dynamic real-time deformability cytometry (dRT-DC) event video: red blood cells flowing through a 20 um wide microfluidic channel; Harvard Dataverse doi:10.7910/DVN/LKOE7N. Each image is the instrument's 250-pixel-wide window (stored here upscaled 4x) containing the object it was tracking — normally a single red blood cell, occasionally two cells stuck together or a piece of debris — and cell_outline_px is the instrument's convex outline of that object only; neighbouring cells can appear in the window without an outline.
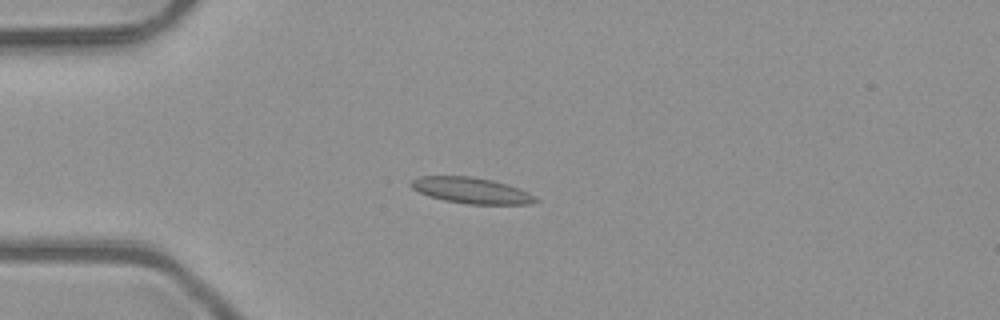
{"species": "common noctule bat (a hibernating species)", "species_latin": "Nyctalus noctula", "temperature_condition": "room temperature", "stored_images_in_passage": 5, "camera_frame_rate_fps": 3000, "um_per_image_px": 0.085, "animal": {"sex": "male", "body_mass_g": 23.1, "forearm_length_mm": 52.7}, "frame": {"image": 1, "passage_image": 3, "time_ms": 0.667, "image_size_px": [1000, 320], "cell_outline_px": [[540, 200], [528, 204], [468, 204], [444, 200], [428, 196], [412, 188], [408, 184], [408, 180], [420, 176], [472, 176], [492, 180], [528, 192]], "centroid_in_image_um": [39.99, 16.18], "position_along_channel_um": 45.0, "area_um2": 18.79}}
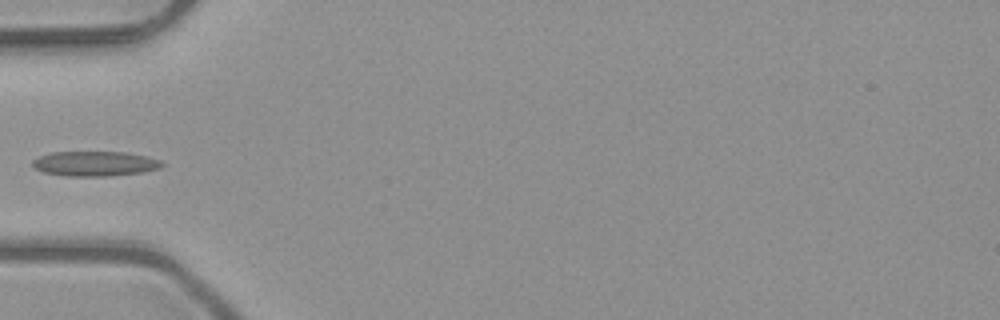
{"frame": {"image": 2, "passage_image": 4, "time_ms": 1.0, "image_size_px": [1000, 320], "cell_outline_px": [[164, 164], [160, 168], [144, 172], [112, 176], [64, 176], [44, 172], [36, 168], [32, 164], [32, 160], [40, 156], [52, 152], [124, 152], [144, 156], [160, 160]], "centroid_in_image_um": [8.07, 13.92], "position_along_channel_um": 76.9, "area_um2": 18.73}}
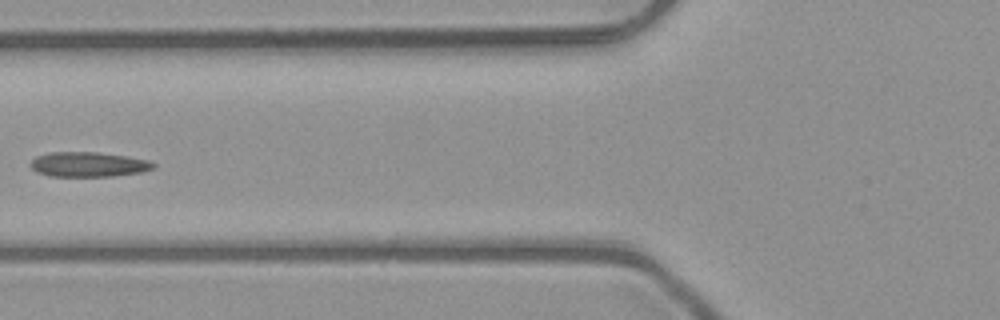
{"frame": {"image": 3, "passage_image": 5, "time_ms": 1.333, "image_size_px": [1000, 320], "cell_outline_px": [[156, 168], [140, 172], [112, 176], [48, 176], [36, 172], [28, 164], [36, 156], [48, 152], [96, 152], [128, 156], [148, 160], [156, 164]], "centroid_in_image_um": [7.5, 13.97], "position_along_channel_um": 118.3, "area_um2": 17.92}}